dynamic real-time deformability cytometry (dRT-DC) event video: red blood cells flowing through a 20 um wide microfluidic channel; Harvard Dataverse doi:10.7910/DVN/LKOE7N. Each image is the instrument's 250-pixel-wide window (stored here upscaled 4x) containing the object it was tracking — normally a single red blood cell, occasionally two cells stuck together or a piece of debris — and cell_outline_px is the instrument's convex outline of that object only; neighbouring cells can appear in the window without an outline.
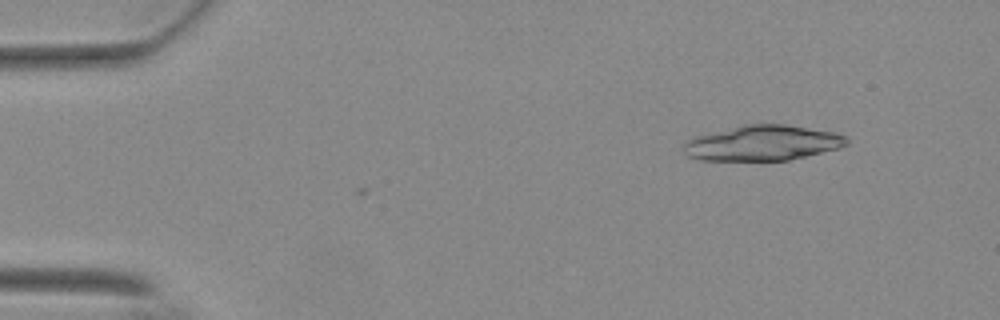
{"species": "Egyptian fruit bat (a non-hibernating species)", "species_latin": "Rousettus aegyptiacus", "temperature_condition": "warm", "stored_images_in_passage": 29, "camera_frame_rate_fps": 3000, "um_per_image_px": 0.085, "animal": {"sex": "female"}, "frame": {"image": 1, "passage_image": 2, "time_ms": 0.333, "image_size_px": [1000, 320], "cell_outline_px": [[848, 144], [840, 148], [788, 160], [700, 160], [688, 156], [684, 152], [684, 144], [688, 140], [696, 136], [744, 124], [784, 124], [836, 132], [848, 136]], "centroid_in_image_um": [64.87, 12.15], "position_along_channel_um": 20.1, "area_um2": 33.47}}